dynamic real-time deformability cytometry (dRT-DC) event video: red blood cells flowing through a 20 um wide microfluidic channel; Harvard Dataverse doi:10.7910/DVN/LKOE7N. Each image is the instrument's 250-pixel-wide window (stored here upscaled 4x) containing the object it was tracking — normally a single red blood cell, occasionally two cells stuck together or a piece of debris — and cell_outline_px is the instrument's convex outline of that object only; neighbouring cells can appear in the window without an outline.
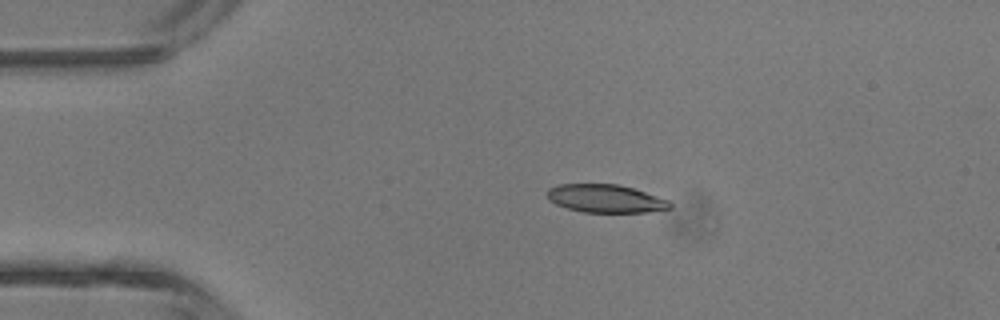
{"species": "common noctule bat (a hibernating species)", "species_latin": "Nyctalus noctula", "temperature_condition": "room temperature", "stored_images_in_passage": 4, "camera_frame_rate_fps": 3000, "um_per_image_px": 0.085, "animal": {"sex": "male", "body_mass_g": 13.3}, "frame": {"image": 1, "passage_image": 3, "time_ms": 2.333, "image_size_px": [1000, 320], "cell_outline_px": [[672, 208], [648, 212], [584, 212], [568, 208], [556, 204], [548, 200], [548, 188], [560, 184], [616, 184], [632, 188], [668, 200], [672, 204]], "centroid_in_image_um": [51.47, 16.88], "position_along_channel_um": 33.5, "area_um2": 19.88}}